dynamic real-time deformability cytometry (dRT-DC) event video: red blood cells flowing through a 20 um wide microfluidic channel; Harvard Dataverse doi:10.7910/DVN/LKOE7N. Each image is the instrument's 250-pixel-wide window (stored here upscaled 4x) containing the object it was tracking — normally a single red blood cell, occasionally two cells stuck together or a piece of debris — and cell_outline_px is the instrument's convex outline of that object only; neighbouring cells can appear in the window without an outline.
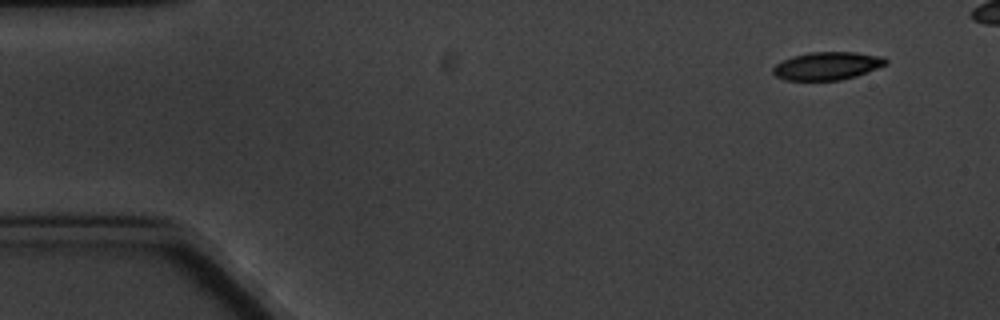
{"species": "common noctule bat (a hibernating species)", "species_latin": "Nyctalus noctula", "temperature_condition": "cold", "stored_images_in_passage": 5, "camera_frame_rate_fps": 3000, "um_per_image_px": 0.085, "animal": {"sex": "male", "body_mass_g": 20.1, "forearm_length_mm": 53.5}, "frame": {"image": 1, "passage_image": 1, "time_ms": 0.0, "image_size_px": [1000, 320], "cell_outline_px": [[888, 64], [856, 76], [840, 80], [784, 80], [776, 76], [772, 72], [772, 68], [776, 64], [792, 56], [812, 52], [856, 52], [884, 56], [888, 60]], "centroid_in_image_um": [70.34, 5.59], "position_along_channel_um": 14.7, "area_um2": 18.44}}